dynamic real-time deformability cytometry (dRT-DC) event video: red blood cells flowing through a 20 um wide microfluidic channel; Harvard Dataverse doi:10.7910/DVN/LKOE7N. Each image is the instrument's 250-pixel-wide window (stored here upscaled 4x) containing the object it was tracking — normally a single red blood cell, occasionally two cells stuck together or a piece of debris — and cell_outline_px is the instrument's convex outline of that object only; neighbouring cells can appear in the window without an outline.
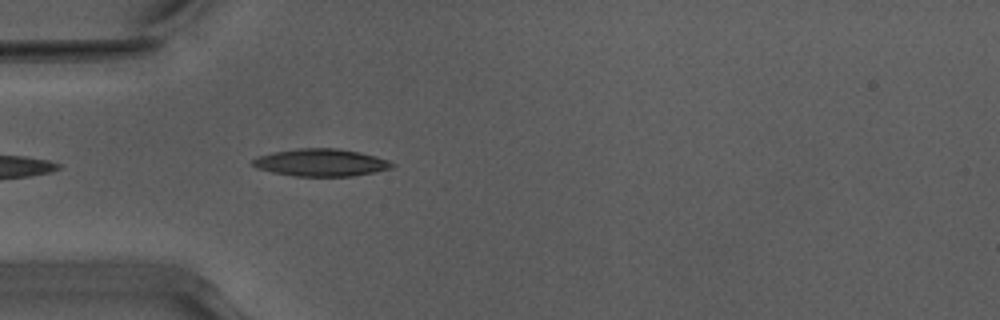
{"species": "Egyptian fruit bat (a non-hibernating species)", "species_latin": "Rousettus aegyptiacus", "temperature_condition": "warm", "stored_images_in_passage": 7, "camera_frame_rate_fps": 3000, "um_per_image_px": 0.085, "animal": {"sex": "male"}, "frame": {"image": 1, "passage_image": 3, "time_ms": 0.667, "image_size_px": [1000, 320], "cell_outline_px": [[396, 164], [392, 168], [352, 176], [296, 176], [272, 172], [256, 168], [252, 164], [252, 160], [256, 156], [276, 152], [300, 148], [336, 148], [360, 152], [376, 156], [388, 160]], "centroid_in_image_um": [27.28, 13.81], "position_along_channel_um": 57.7, "area_um2": 22.14}}